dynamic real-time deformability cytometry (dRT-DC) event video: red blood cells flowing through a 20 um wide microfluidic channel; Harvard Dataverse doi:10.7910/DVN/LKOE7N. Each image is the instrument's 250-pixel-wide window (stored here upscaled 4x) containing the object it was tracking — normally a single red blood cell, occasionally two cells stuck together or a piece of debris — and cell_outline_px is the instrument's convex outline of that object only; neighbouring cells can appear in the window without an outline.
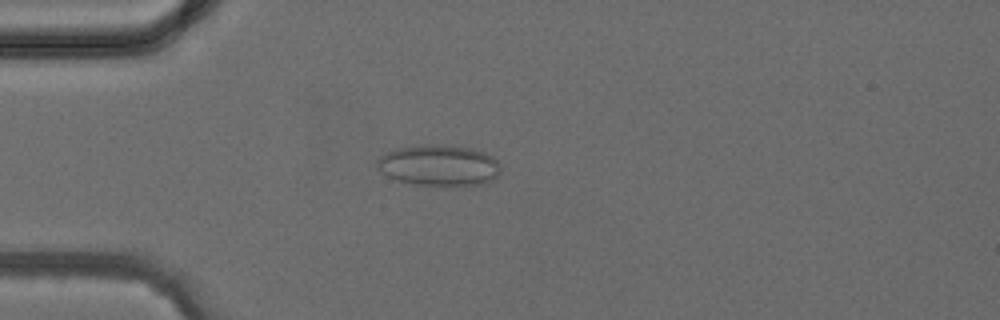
{"species": "common noctule bat (a hibernating species)", "species_latin": "Nyctalus noctula", "temperature_condition": "cold", "stored_images_in_passage": 3, "camera_frame_rate_fps": 3000, "um_per_image_px": 0.085, "animal": {"sex": "female", "body_mass_g": 24.6, "forearm_length_mm": 56.2}, "frame": {"image": 1, "passage_image": 3, "time_ms": 2.333, "image_size_px": [1000, 320], "cell_outline_px": [[500, 172], [492, 180], [480, 184], [416, 184], [400, 180], [388, 176], [376, 164], [376, 160], [380, 156], [396, 148], [424, 144], [444, 144], [468, 148], [484, 152], [492, 156], [500, 164]], "centroid_in_image_um": [37.32, 14.02], "position_along_channel_um": 47.7, "area_um2": 28.96}}